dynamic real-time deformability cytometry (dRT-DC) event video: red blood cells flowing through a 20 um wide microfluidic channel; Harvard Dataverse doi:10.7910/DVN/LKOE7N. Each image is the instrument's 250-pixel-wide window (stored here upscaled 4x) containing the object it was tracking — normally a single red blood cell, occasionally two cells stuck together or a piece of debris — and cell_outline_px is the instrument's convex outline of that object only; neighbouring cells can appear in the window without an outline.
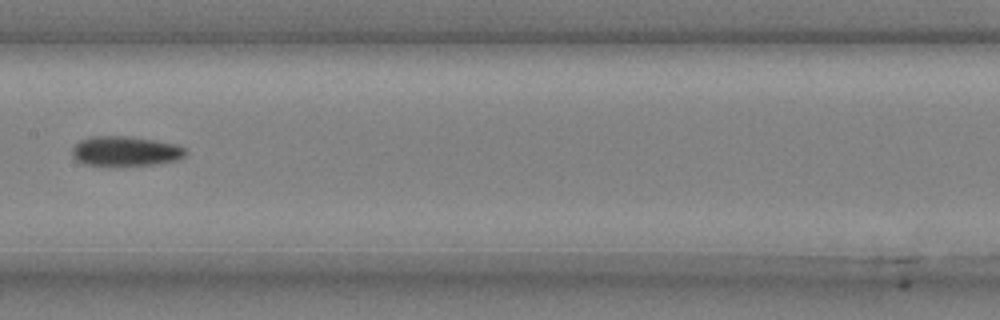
{"species": "common noctule bat (a hibernating species)", "species_latin": "Nyctalus noctula", "temperature_condition": "cold", "stored_images_in_passage": 9, "camera_frame_rate_fps": 3000, "um_per_image_px": 0.085, "animal": {"sex": "male", "body_mass_g": 20.4}, "frame": {"image": 1, "passage_image": 6, "time_ms": 1.667, "image_size_px": [1000, 320], "cell_outline_px": [[188, 152], [180, 160], [156, 164], [112, 168], [84, 164], [76, 160], [72, 156], [72, 148], [80, 140], [88, 136], [128, 136], [156, 140], [176, 144], [184, 148]], "centroid_in_image_um": [10.65, 12.88], "position_along_channel_um": 196.8, "area_um2": 20.58}}
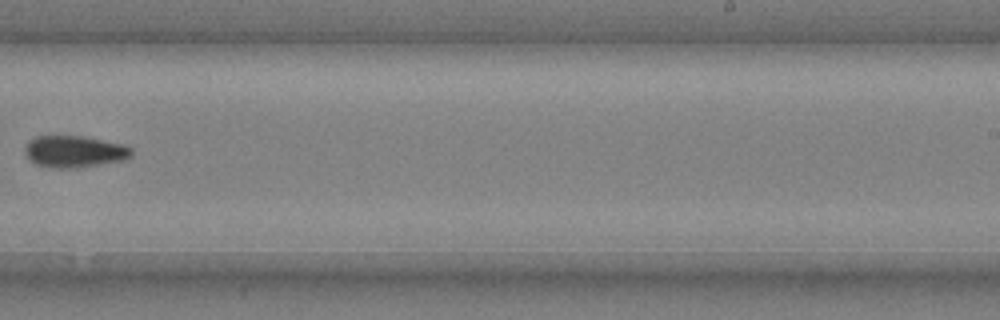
{"frame": {"image": 2, "passage_image": 8, "time_ms": 2.333, "image_size_px": [1000, 320], "cell_outline_px": [[132, 156], [120, 160], [72, 168], [56, 168], [36, 164], [24, 152], [24, 148], [28, 140], [36, 136], [80, 136], [124, 144], [132, 148]], "centroid_in_image_um": [6.29, 12.86], "position_along_channel_um": 282.7, "area_um2": 19.36}}
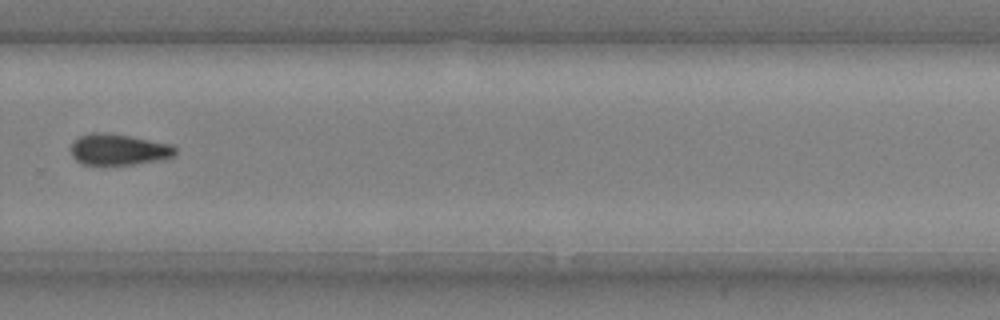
{"frame": {"image": 3, "passage_image": 9, "time_ms": 2.667, "image_size_px": [1000, 320], "cell_outline_px": [[176, 156], [160, 160], [132, 164], [80, 164], [72, 156], [72, 144], [80, 136], [92, 132], [100, 132], [132, 136], [172, 144], [176, 148]], "centroid_in_image_um": [10.12, 12.7], "position_along_channel_um": 319.7, "area_um2": 18.9}}